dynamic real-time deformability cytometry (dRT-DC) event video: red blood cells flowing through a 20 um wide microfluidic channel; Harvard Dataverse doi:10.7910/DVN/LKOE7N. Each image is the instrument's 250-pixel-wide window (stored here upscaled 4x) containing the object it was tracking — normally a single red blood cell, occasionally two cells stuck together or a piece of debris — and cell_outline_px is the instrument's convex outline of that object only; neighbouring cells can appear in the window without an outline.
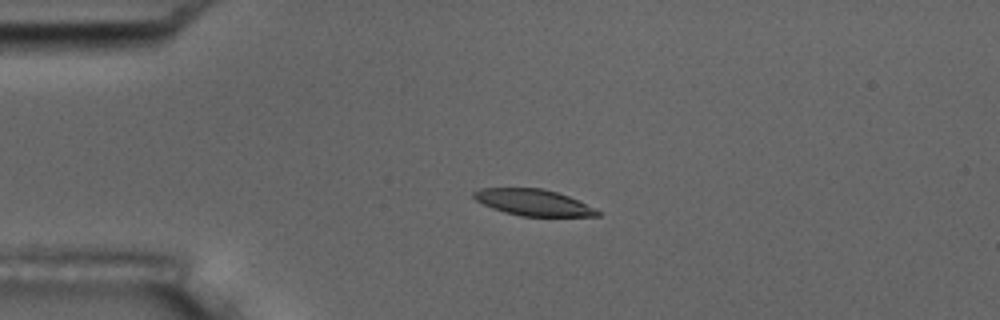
{"species": "common noctule bat (a hibernating species)", "species_latin": "Nyctalus noctula", "temperature_condition": "room temperature", "stored_images_in_passage": 4, "camera_frame_rate_fps": 3000, "um_per_image_px": 0.085, "animal": {"sex": "male", "body_mass_g": 17.5, "forearm_length_mm": 52.3}, "frame": {"image": 1, "passage_image": 3, "time_ms": 2.333, "image_size_px": [1000, 320], "cell_outline_px": [[600, 216], [520, 216], [504, 212], [492, 208], [476, 200], [472, 196], [472, 192], [480, 188], [544, 188], [568, 196], [600, 212]], "centroid_in_image_um": [45.26, 17.2], "position_along_channel_um": 39.7, "area_um2": 18.73}}